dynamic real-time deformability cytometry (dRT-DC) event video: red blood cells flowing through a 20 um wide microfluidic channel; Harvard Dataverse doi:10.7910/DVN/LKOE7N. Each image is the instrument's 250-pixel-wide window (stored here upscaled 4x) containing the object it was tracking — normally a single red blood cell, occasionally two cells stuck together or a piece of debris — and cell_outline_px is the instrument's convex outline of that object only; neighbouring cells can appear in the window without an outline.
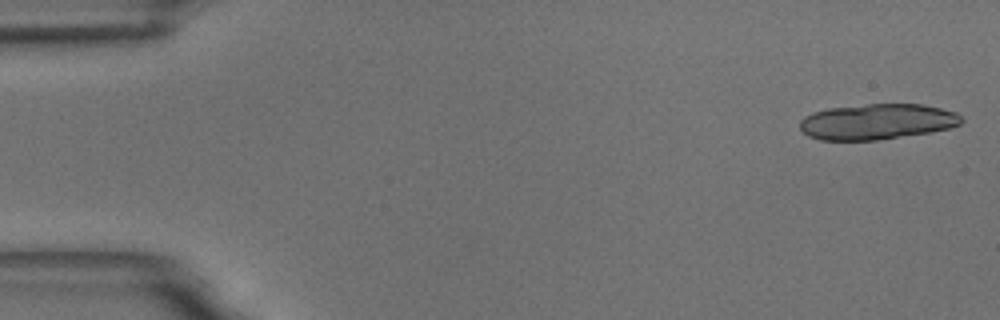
{"species": "common noctule bat (a hibernating species)", "species_latin": "Nyctalus noctula", "temperature_condition": "room temperature", "stored_images_in_passage": 17, "camera_frame_rate_fps": 3000, "um_per_image_px": 0.085, "animal": {"sex": "male", "body_mass_g": 18.8}, "frame": {"image": 1, "passage_image": 1, "time_ms": 0.0, "image_size_px": [1000, 320], "cell_outline_px": [[964, 120], [960, 124], [948, 128], [928, 132], [876, 140], [820, 140], [808, 136], [800, 128], [800, 120], [804, 116], [812, 112], [828, 108], [868, 104], [924, 104], [956, 112]], "centroid_in_image_um": [74.52, 10.33], "position_along_channel_um": 10.5, "area_um2": 33.47}}